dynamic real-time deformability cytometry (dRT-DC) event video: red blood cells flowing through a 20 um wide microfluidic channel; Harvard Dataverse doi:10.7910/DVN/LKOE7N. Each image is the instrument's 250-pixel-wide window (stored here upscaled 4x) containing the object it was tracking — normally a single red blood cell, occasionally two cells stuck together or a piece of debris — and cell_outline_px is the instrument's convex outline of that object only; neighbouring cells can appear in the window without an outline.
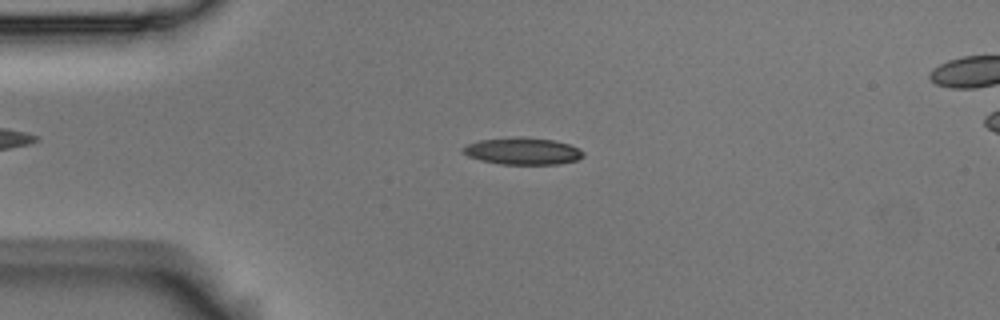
{"species": "Egyptian fruit bat (a non-hibernating species)", "species_latin": "Rousettus aegyptiacus", "temperature_condition": "room temperature", "stored_images_in_passage": 55, "camera_frame_rate_fps": 3000, "um_per_image_px": 0.085, "animal": {"sex": "male"}, "frame": {"image": 1, "passage_image": 13, "time_ms": 4.0, "image_size_px": [1000, 320], "cell_outline_px": [[584, 156], [576, 160], [560, 164], [500, 164], [480, 160], [468, 156], [460, 152], [460, 148], [468, 144], [480, 140], [524, 136], [552, 140], [568, 144], [584, 152]], "centroid_in_image_um": [44.38, 12.85], "position_along_channel_um": 40.6, "area_um2": 18.9}}
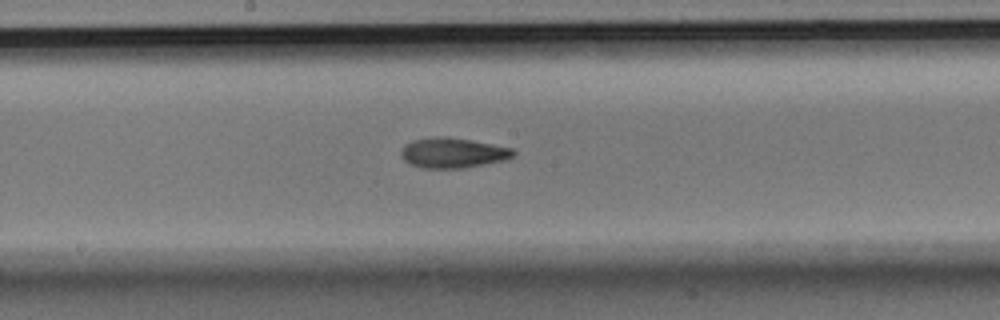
{"frame": {"image": 2, "passage_image": 29, "time_ms": 9.333, "image_size_px": [1000, 320], "cell_outline_px": [[516, 152], [512, 156], [504, 160], [464, 168], [420, 168], [408, 164], [404, 160], [400, 152], [404, 144], [412, 140], [436, 136], [448, 136], [472, 140], [512, 148]], "centroid_in_image_um": [38.44, 12.98], "position_along_channel_um": 209.8, "area_um2": 19.88}}
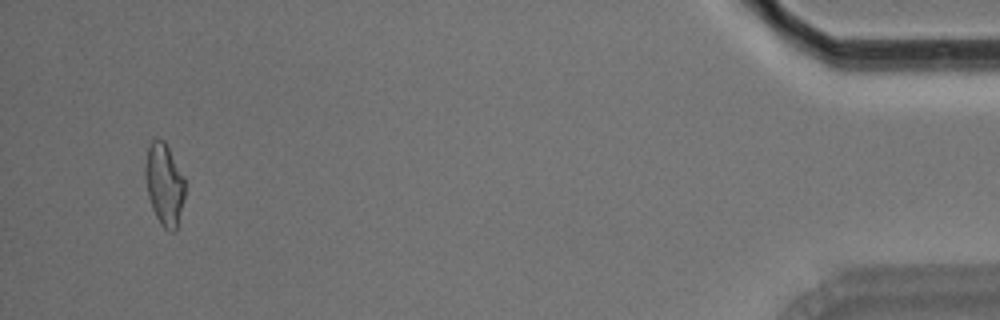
{"frame": {"image": 3, "passage_image": 53, "time_ms": 17.333, "image_size_px": [1000, 320], "cell_outline_px": [[184, 196], [176, 232], [172, 232], [164, 228], [160, 224], [152, 208], [148, 196], [144, 176], [144, 164], [148, 148], [152, 140], [156, 136], [164, 140], [184, 176]], "centroid_in_image_um": [13.94, 15.65], "position_along_channel_um": 421.3, "area_um2": 19.13}, "authors_computed_cell_mechanics": {"area_um2": 18.9006, "velocity_mm_per_s": 3.6228, "shape_relaxation_time_tau1_ms": 5.2603, "shape_relaxation_time_tau2_ms": 3.9066, "deformation_change_tau1": 0.1618, "deformation_change_tau2": 0.1154}}